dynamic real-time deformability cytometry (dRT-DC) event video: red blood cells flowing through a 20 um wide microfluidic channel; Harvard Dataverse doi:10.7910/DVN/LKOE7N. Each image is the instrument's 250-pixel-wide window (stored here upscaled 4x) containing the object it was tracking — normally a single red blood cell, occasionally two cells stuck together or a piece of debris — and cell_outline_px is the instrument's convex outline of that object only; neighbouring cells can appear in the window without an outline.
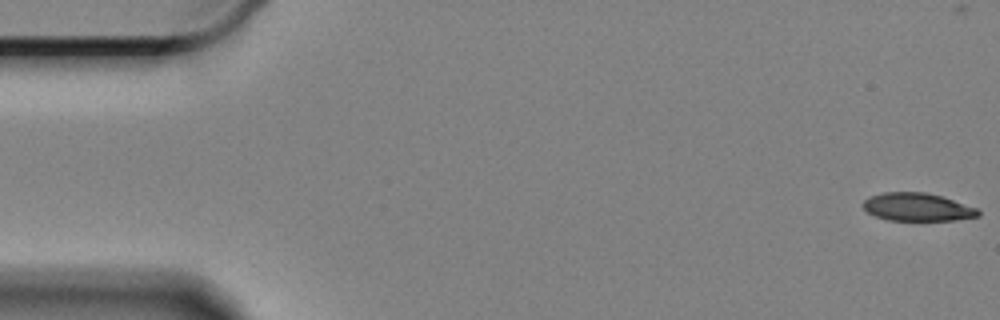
{"species": "Egyptian fruit bat (a non-hibernating species)", "species_latin": "Rousettus aegyptiacus", "temperature_condition": "cold", "stored_images_in_passage": 60, "camera_frame_rate_fps": 3000, "um_per_image_px": 0.085, "animal": {"sex": "female"}, "frame": {"image": 1, "passage_image": 1, "time_ms": 0.0, "image_size_px": [1000, 320], "cell_outline_px": [[980, 216], [952, 220], [888, 220], [876, 216], [868, 212], [864, 208], [864, 200], [872, 196], [884, 192], [924, 192], [940, 196], [976, 208], [980, 212]], "centroid_in_image_um": [77.97, 17.6], "position_along_channel_um": 7.0, "area_um2": 18.38}}
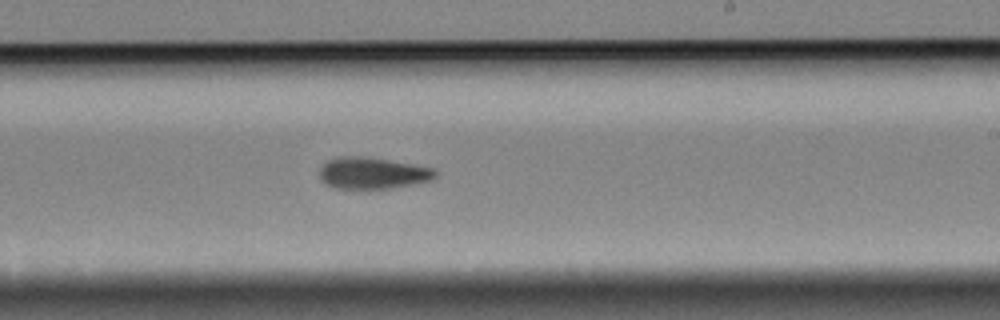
{"frame": {"image": 2, "passage_image": 35, "time_ms": 11.333, "image_size_px": [1000, 320], "cell_outline_px": [[436, 176], [432, 180], [392, 188], [332, 188], [324, 184], [320, 180], [320, 168], [328, 160], [340, 156], [360, 156], [388, 160], [412, 164], [432, 168], [436, 172]], "centroid_in_image_um": [31.62, 14.72], "position_along_channel_um": 257.4, "area_um2": 21.15}}
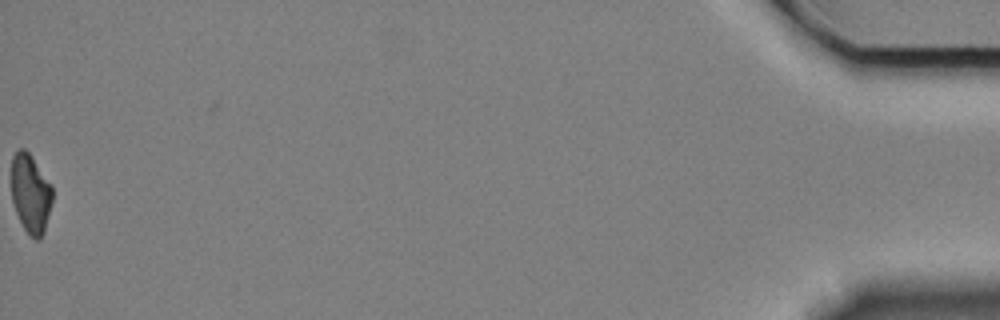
{"frame": {"image": 3, "passage_image": 60, "time_ms": 19.667, "image_size_px": [1000, 320], "cell_outline_px": [[52, 200], [44, 232], [40, 240], [36, 240], [24, 228], [16, 212], [12, 200], [12, 156], [20, 148], [24, 148], [28, 152], [52, 184]], "centroid_in_image_um": [2.61, 16.44], "position_along_channel_um": 432.6, "area_um2": 18.67}, "authors_computed_cell_mechanics": {"area_um2": 20.7502, "velocity_mm_per_s": 3.3299, "shape_relaxation_time_tau1_ms": 10.0515, "shape_relaxation_time_tau2_ms": null, "deformation_change_tau1": 0.1825, "deformation_change_tau2": null}}